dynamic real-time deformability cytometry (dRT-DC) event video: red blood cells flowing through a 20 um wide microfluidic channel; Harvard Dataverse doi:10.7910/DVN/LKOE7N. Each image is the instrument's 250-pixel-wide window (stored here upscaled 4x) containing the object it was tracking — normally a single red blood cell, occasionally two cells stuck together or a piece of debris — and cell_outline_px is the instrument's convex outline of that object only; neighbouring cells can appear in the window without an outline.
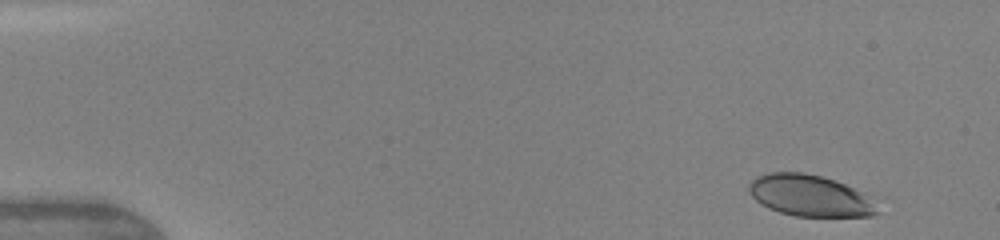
{"species": "human", "species_latin": "Homo sapiens", "temperature_condition": "warm", "stored_images_in_passage": 6, "camera_frame_rate_fps": 3000, "um_per_image_px": 0.085, "donor": {"sex": "female"}, "frame": {"image": 1, "passage_image": 1, "time_ms": 0.0, "image_size_px": [1000, 240], "cell_outline_px": [[880, 212], [872, 216], [796, 216], [780, 212], [768, 208], [760, 204], [748, 192], [748, 184], [756, 176], [768, 172], [804, 172], [820, 176], [844, 184], [864, 192]], "centroid_in_image_um": [68.79, 16.62], "position_along_channel_um": 16.2, "area_um2": 30.92}}